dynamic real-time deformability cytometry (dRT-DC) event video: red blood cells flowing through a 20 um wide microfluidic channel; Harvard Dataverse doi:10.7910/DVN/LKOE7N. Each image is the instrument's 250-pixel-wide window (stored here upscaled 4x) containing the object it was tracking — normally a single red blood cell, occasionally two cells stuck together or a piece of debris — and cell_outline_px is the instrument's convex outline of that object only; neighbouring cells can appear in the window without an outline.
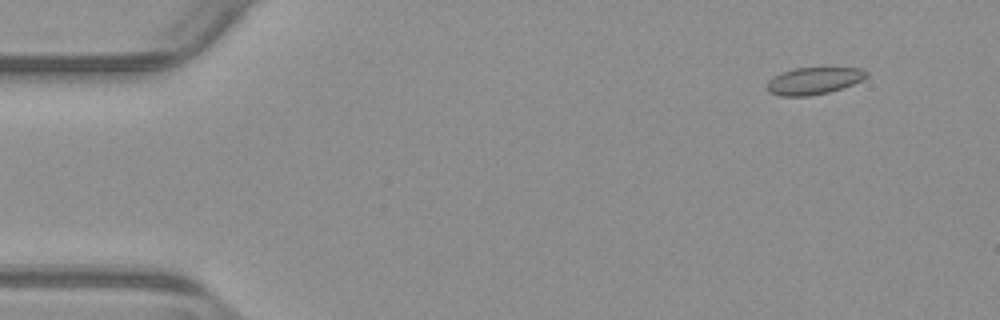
{"species": "common noctule bat (a hibernating species)", "species_latin": "Nyctalus noctula", "temperature_condition": "warm", "stored_images_in_passage": 50, "camera_frame_rate_fps": 3000, "um_per_image_px": 0.085, "animal": {"sex": "male", "body_mass_g": 23.1, "forearm_length_mm": 52.7}, "frame": {"image": 1, "passage_image": 1, "time_ms": 0.0, "image_size_px": [1000, 320], "cell_outline_px": [[868, 76], [852, 84], [828, 92], [808, 96], [780, 96], [768, 92], [768, 80], [780, 72], [796, 68], [860, 68], [868, 72]], "centroid_in_image_um": [69.14, 6.87], "position_along_channel_um": 15.9, "area_um2": 15.49}}
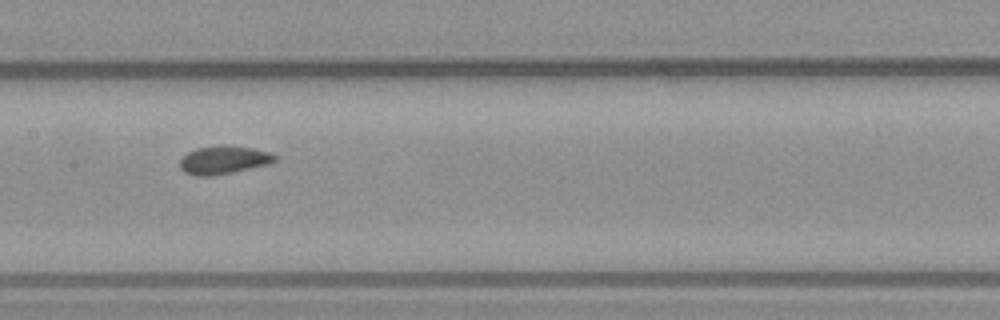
{"frame": {"image": 2, "passage_image": 23, "time_ms": 7.333, "image_size_px": [1000, 320], "cell_outline_px": [[276, 160], [268, 164], [232, 172], [212, 176], [192, 176], [184, 172], [180, 168], [180, 160], [188, 152], [196, 148], [224, 144], [228, 144], [252, 148], [268, 152], [276, 156]], "centroid_in_image_um": [18.97, 13.59], "position_along_channel_um": 188.4, "area_um2": 15.66}}
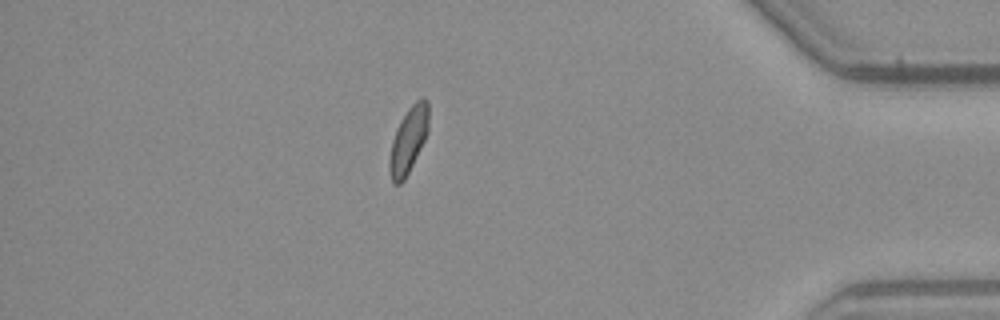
{"frame": {"image": 3, "passage_image": 43, "time_ms": 14.0, "image_size_px": [1000, 320], "cell_outline_px": [[428, 132], [404, 180], [400, 184], [392, 184], [388, 168], [388, 160], [392, 140], [396, 128], [400, 120], [408, 108], [420, 96], [424, 96], [428, 100]], "centroid_in_image_um": [34.69, 11.88], "position_along_channel_um": 400.5, "area_um2": 15.2}}